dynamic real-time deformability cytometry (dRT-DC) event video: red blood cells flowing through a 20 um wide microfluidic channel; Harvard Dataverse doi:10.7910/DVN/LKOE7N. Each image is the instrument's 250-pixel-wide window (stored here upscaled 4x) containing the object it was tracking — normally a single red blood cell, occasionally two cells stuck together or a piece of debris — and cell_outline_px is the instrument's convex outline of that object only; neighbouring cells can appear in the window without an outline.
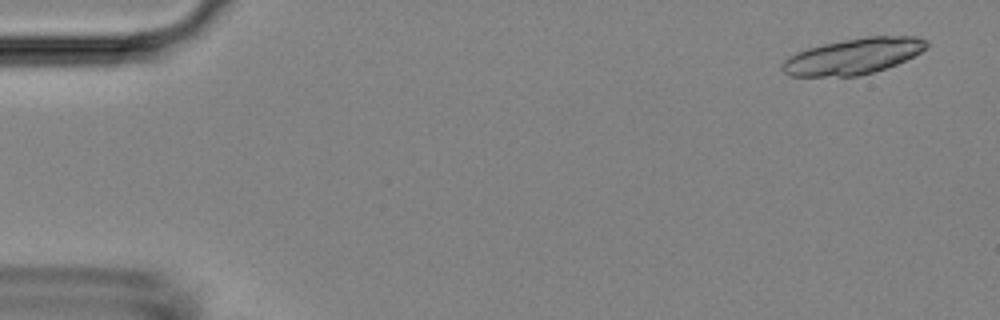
{"species": "Egyptian fruit bat (a non-hibernating species)", "species_latin": "Rousettus aegyptiacus", "temperature_condition": "room temperature", "stored_images_in_passage": 5, "camera_frame_rate_fps": 3000, "um_per_image_px": 0.085, "animal": {"sex": "female"}, "frame": {"image": 1, "passage_image": 1, "time_ms": 0.0, "image_size_px": [1000, 320], "cell_outline_px": [[928, 48], [896, 64], [860, 76], [788, 76], [780, 68], [784, 60], [788, 56], [796, 52], [808, 48], [824, 44], [844, 40], [868, 36], [916, 36], [928, 40]], "centroid_in_image_um": [72.51, 4.78], "position_along_channel_um": 12.5, "area_um2": 30.11}}
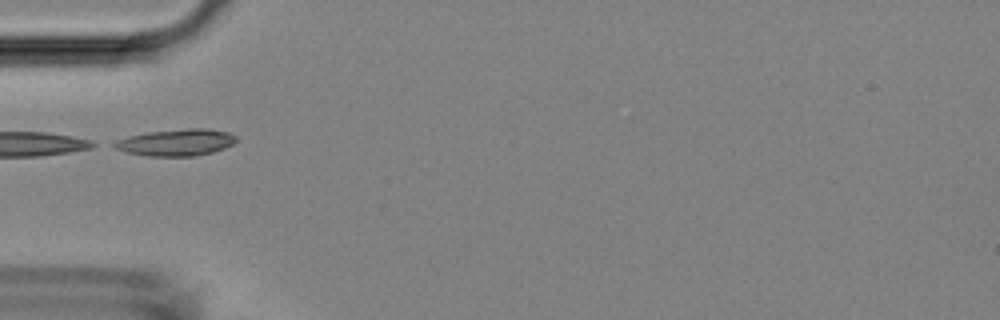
{"frame": {"image": 2, "passage_image": 4, "time_ms": 4.667, "image_size_px": [1000, 320], "cell_outline_px": [[236, 140], [232, 144], [224, 148], [212, 152], [196, 156], [148, 156], [124, 152], [112, 148], [108, 144], [116, 140], [128, 136], [148, 132], [188, 128], [208, 128], [228, 132], [236, 136]], "centroid_in_image_um": [14.9, 12.11], "position_along_channel_um": 70.1, "area_um2": 19.25}}